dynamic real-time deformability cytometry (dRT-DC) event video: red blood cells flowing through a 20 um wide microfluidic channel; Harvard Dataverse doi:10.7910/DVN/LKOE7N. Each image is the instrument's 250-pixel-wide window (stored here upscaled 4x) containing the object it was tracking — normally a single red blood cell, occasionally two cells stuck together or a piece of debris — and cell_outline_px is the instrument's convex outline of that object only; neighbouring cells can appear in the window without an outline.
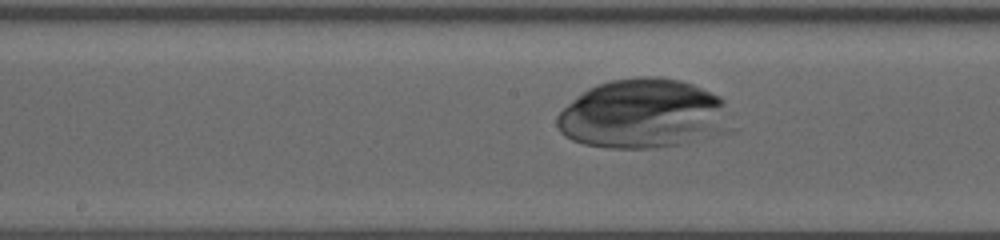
{"species": "human", "species_latin": "Homo sapiens", "temperature_condition": "warm", "stored_images_in_passage": 37, "camera_frame_rate_fps": 3000, "um_per_image_px": 0.085, "donor": {"sex": "female"}, "frame": {"image": 1, "passage_image": 24, "time_ms": 11.667, "image_size_px": [1000, 240], "cell_outline_px": [[724, 100], [708, 128], [680, 144], [652, 148], [608, 148], [584, 144], [572, 140], [564, 136], [560, 132], [556, 124], [556, 116], [568, 104], [588, 88], [608, 80], [640, 76], [660, 76], [680, 80], [692, 84], [720, 96]], "centroid_in_image_um": [54.29, 9.62], "position_along_channel_um": 193.9, "area_um2": 66.47}}
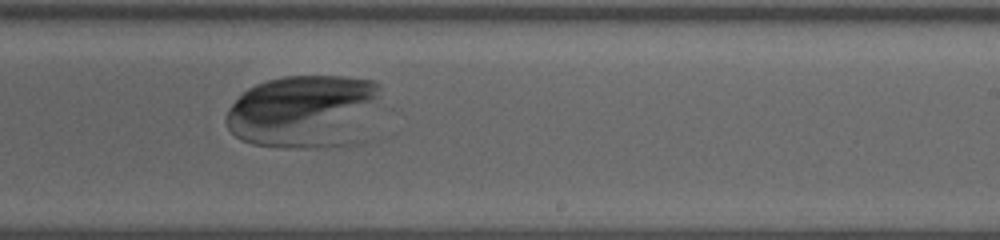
{"frame": {"image": 2, "passage_image": 29, "time_ms": 14.0, "image_size_px": [1000, 240], "cell_outline_px": [[380, 84], [356, 144], [316, 148], [284, 148], [252, 144], [240, 140], [228, 128], [224, 120], [228, 108], [248, 88], [256, 84], [268, 80], [284, 76], [344, 76], [376, 80]], "centroid_in_image_um": [25.74, 9.48], "position_along_channel_um": 263.3, "area_um2": 65.55}}